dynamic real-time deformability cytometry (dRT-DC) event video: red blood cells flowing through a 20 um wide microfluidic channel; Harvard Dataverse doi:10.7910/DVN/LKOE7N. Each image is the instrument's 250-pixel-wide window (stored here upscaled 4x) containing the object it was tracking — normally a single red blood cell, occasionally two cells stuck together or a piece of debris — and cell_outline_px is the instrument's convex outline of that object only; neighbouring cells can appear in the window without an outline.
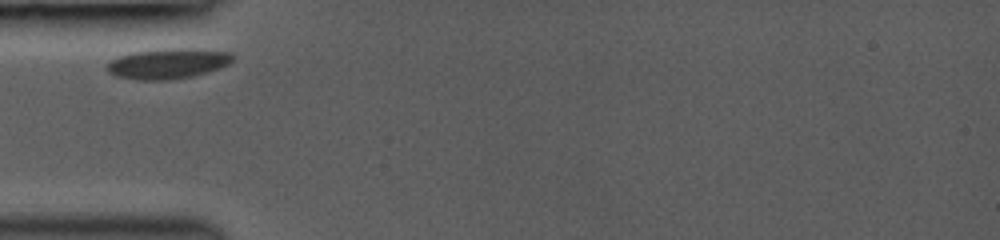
{"species": "common noctule bat (a hibernating species)", "species_latin": "Nyctalus noctula", "temperature_condition": "room temperature", "stored_images_in_passage": 4, "camera_frame_rate_fps": 3000, "um_per_image_px": 0.085, "animal": {"sex": "female", "body_mass_g": 19.0, "forearm_length_mm": 53.3}, "frame": {"image": 1, "passage_image": 1, "time_ms": 0.0, "image_size_px": [1000, 240], "cell_outline_px": [[236, 56], [228, 64], [220, 68], [208, 72], [192, 76], [172, 80], [136, 80], [116, 76], [108, 72], [108, 60], [132, 52], [164, 48], [192, 48], [232, 52]], "centroid_in_image_um": [14.29, 5.4], "position_along_channel_um": 70.7, "area_um2": 22.54}}
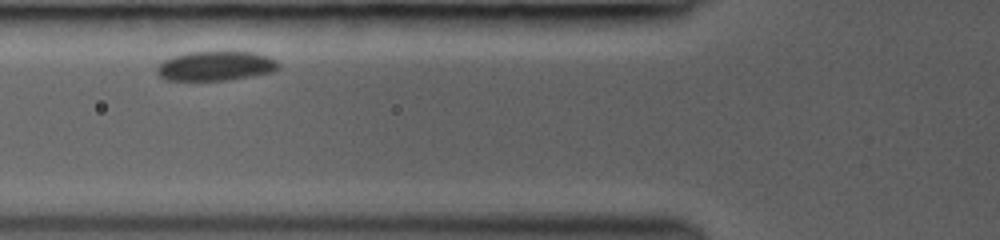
{"frame": {"image": 2, "passage_image": 2, "time_ms": 1.0, "image_size_px": [1000, 240], "cell_outline_px": [[280, 68], [272, 72], [252, 76], [228, 80], [164, 80], [156, 72], [156, 68], [164, 60], [172, 56], [188, 52], [220, 48], [256, 52], [268, 56], [276, 60], [280, 64]], "centroid_in_image_um": [18.37, 5.55], "position_along_channel_um": 107.4, "area_um2": 21.96}}
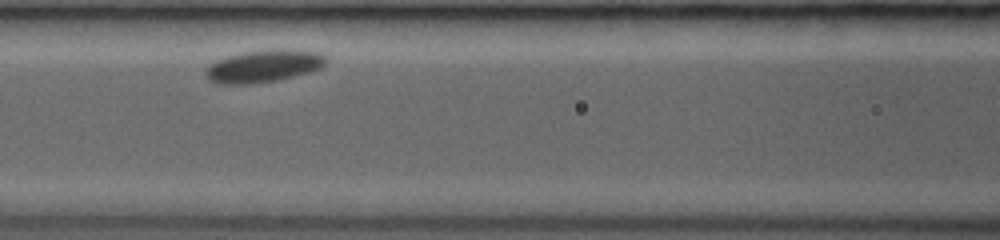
{"frame": {"image": 3, "passage_image": 3, "time_ms": 2.0, "image_size_px": [1000, 240], "cell_outline_px": [[328, 60], [320, 68], [308, 72], [276, 80], [252, 84], [216, 84], [208, 80], [204, 72], [204, 68], [208, 64], [216, 60], [240, 52], [272, 48], [292, 48], [316, 52], [328, 56]], "centroid_in_image_um": [22.37, 5.59], "position_along_channel_um": 144.2, "area_um2": 23.29}}